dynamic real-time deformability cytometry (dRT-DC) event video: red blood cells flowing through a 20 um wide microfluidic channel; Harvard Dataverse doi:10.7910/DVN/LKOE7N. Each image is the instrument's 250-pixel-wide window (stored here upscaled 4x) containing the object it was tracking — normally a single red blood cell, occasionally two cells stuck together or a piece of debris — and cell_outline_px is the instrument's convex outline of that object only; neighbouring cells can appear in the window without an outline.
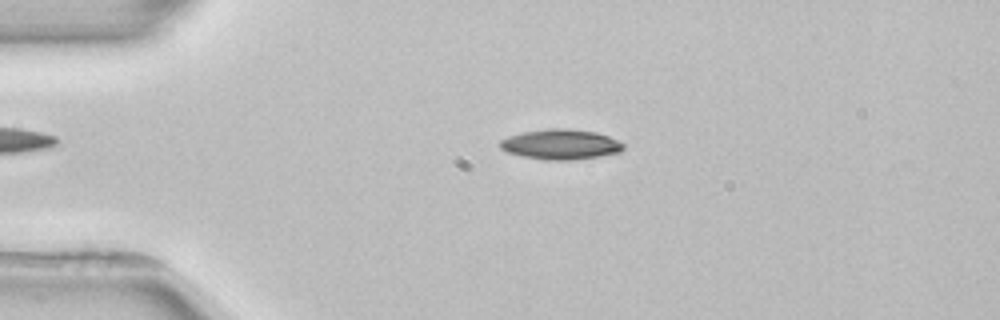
{"species": "common noctule bat (a hibernating species)", "species_latin": "Nyctalus noctula", "temperature_condition": "room temperature", "stored_images_in_passage": 5, "camera_frame_rate_fps": 3000, "um_per_image_px": 0.085, "animal": {"sex": "female", "body_mass_g": 22.7, "forearm_length_mm": 54.2}, "frame": {"image": 1, "passage_image": 3, "time_ms": 3.333, "image_size_px": [1000, 320], "cell_outline_px": [[624, 148], [620, 152], [600, 156], [572, 160], [548, 160], [524, 156], [508, 152], [500, 148], [496, 144], [500, 140], [508, 136], [524, 132], [548, 128], [572, 128], [596, 132], [608, 136], [624, 144]], "centroid_in_image_um": [47.64, 12.26], "position_along_channel_um": 37.4, "area_um2": 21.73}}